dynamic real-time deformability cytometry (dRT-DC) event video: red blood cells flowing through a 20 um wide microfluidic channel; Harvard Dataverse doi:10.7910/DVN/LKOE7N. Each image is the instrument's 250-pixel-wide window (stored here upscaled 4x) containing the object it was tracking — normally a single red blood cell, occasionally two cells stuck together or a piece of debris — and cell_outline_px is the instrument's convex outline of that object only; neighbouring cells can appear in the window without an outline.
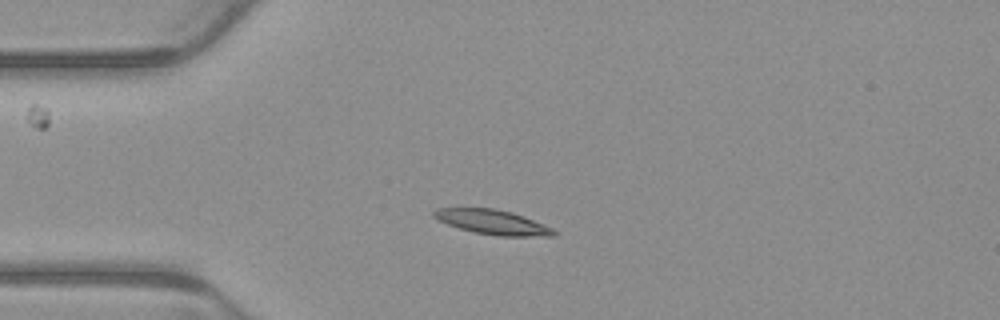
{"species": "common noctule bat (a hibernating species)", "species_latin": "Nyctalus noctula", "temperature_condition": "warm", "stored_images_in_passage": 4, "camera_frame_rate_fps": 3000, "um_per_image_px": 0.085, "animal": {"sex": "male", "body_mass_g": 23.1, "forearm_length_mm": 52.7}, "frame": {"image": 1, "passage_image": 2, "time_ms": 0.333, "image_size_px": [1000, 320], "cell_outline_px": [[556, 236], [500, 236], [472, 232], [448, 224], [432, 216], [432, 212], [436, 208], [496, 208], [512, 212], [524, 216], [544, 224], [552, 228], [556, 232]], "centroid_in_image_um": [41.88, 18.87], "position_along_channel_um": 43.1, "area_um2": 17.22}}
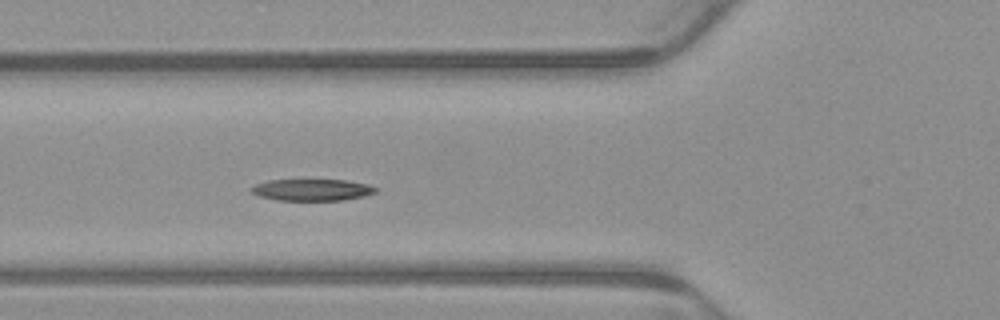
{"frame": {"image": 2, "passage_image": 4, "time_ms": 1.0, "image_size_px": [1000, 320], "cell_outline_px": [[376, 192], [364, 196], [344, 200], [276, 200], [260, 196], [252, 192], [252, 188], [256, 184], [268, 180], [348, 180], [368, 184], [376, 188]], "centroid_in_image_um": [26.56, 16.13], "position_along_channel_um": 99.2, "area_um2": 15.55}}